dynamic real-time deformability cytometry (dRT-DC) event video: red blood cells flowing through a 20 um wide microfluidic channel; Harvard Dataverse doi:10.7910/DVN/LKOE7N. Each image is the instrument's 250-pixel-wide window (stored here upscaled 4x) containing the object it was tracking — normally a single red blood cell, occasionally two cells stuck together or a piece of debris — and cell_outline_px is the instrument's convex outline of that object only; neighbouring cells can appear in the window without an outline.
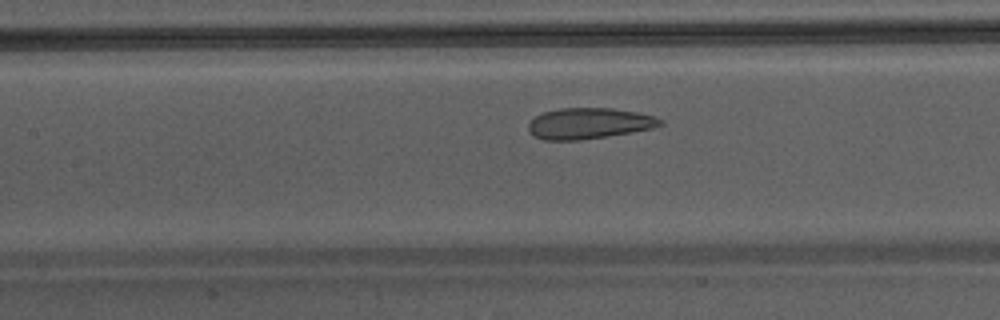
{"species": "Egyptian fruit bat (a non-hibernating species)", "species_latin": "Rousettus aegyptiacus", "temperature_condition": "warm", "stored_images_in_passage": 30, "camera_frame_rate_fps": 3000, "um_per_image_px": 0.085, "animal": {"sex": "male"}, "frame": {"image": 1, "passage_image": 13, "time_ms": 4.0, "image_size_px": [1000, 320], "cell_outline_px": [[664, 124], [652, 128], [632, 132], [580, 140], [544, 140], [536, 136], [528, 128], [528, 124], [536, 116], [544, 112], [560, 108], [612, 108], [636, 112], [652, 116], [664, 120]], "centroid_in_image_um": [50.09, 10.48], "position_along_channel_um": 157.3, "area_um2": 23.52}}
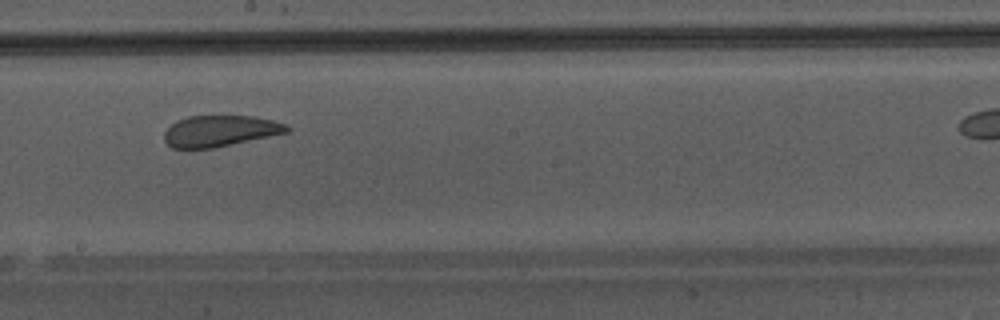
{"frame": {"image": 2, "passage_image": 18, "time_ms": 5.667, "image_size_px": [1000, 320], "cell_outline_px": [[292, 128], [288, 132], [212, 148], [172, 148], [164, 140], [164, 132], [176, 120], [188, 116], [252, 116], [272, 120], [288, 124]], "centroid_in_image_um": [18.7, 11.12], "position_along_channel_um": 229.5, "area_um2": 22.14}}